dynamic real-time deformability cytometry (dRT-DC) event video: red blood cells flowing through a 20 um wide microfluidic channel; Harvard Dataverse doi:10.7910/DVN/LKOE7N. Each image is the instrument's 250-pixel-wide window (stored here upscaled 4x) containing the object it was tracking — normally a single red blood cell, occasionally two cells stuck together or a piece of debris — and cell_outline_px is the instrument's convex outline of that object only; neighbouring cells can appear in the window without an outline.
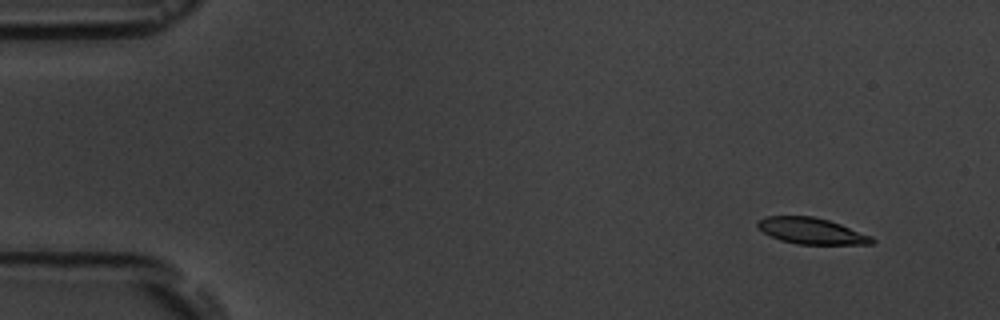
{"species": "common noctule bat (a hibernating species)", "species_latin": "Nyctalus noctula", "temperature_condition": "room temperature", "stored_images_in_passage": 5, "camera_frame_rate_fps": 3000, "um_per_image_px": 0.085, "animal": {"sex": "male", "body_mass_g": 19.5, "forearm_length_mm": 54.6}, "frame": {"image": 1, "passage_image": 1, "time_ms": 0.0, "image_size_px": [1000, 320], "cell_outline_px": [[876, 240], [872, 244], [796, 244], [780, 240], [756, 228], [756, 220], [764, 216], [812, 216], [828, 220], [840, 224], [872, 236]], "centroid_in_image_um": [68.94, 19.62], "position_along_channel_um": 16.1, "area_um2": 17.51}}
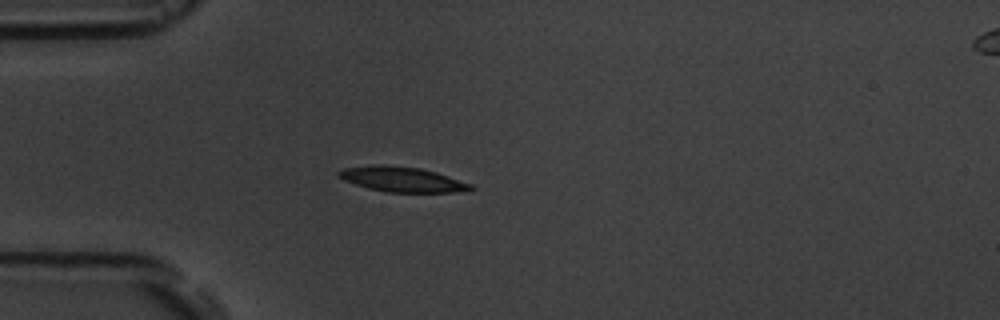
{"frame": {"image": 2, "passage_image": 4, "time_ms": 3.667, "image_size_px": [1000, 320], "cell_outline_px": [[476, 188], [452, 192], [388, 192], [368, 188], [344, 180], [336, 176], [336, 172], [344, 168], [372, 164], [384, 164], [420, 168], [436, 172], [472, 184]], "centroid_in_image_um": [34.13, 15.23], "position_along_channel_um": 50.9, "area_um2": 19.25}}